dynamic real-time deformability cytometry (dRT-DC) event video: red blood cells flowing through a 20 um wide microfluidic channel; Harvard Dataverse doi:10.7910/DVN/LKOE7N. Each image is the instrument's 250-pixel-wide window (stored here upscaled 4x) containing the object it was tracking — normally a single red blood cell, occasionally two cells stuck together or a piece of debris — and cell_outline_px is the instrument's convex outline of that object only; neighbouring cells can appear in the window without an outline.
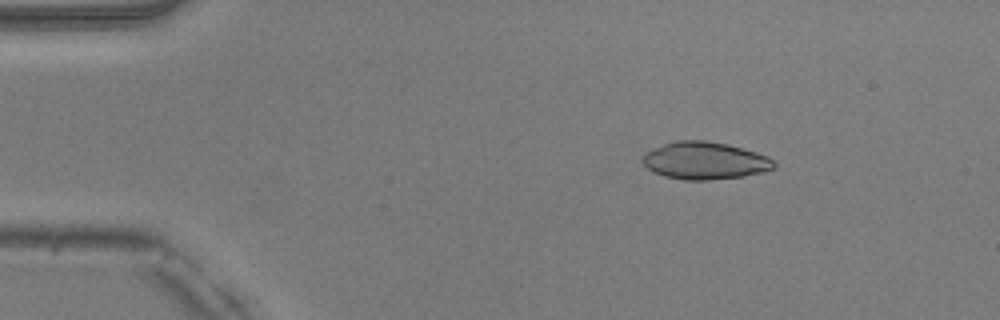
{"species": "common noctule bat (a hibernating species)", "species_latin": "Nyctalus noctula", "temperature_condition": "warm", "stored_images_in_passage": 44, "camera_frame_rate_fps": 3000, "um_per_image_px": 0.085, "animal": {"sex": "male", "body_mass_g": 20.5, "forearm_length_mm": 52.5}, "frame": {"image": 1, "passage_image": 2, "time_ms": 0.333, "image_size_px": [1000, 320], "cell_outline_px": [[776, 164], [772, 168], [764, 172], [744, 176], [708, 180], [684, 180], [664, 176], [652, 172], [640, 160], [644, 152], [664, 144], [676, 140], [704, 140], [728, 144], [756, 152], [768, 156]], "centroid_in_image_um": [59.88, 13.65], "position_along_channel_um": 25.1, "area_um2": 28.78}}
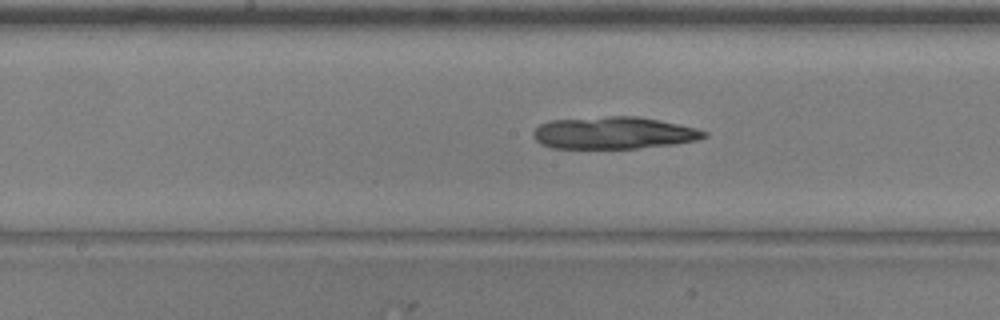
{"frame": {"image": 2, "passage_image": 20, "time_ms": 6.333, "image_size_px": [1000, 320], "cell_outline_px": [[708, 136], [696, 140], [672, 144], [636, 148], [552, 148], [540, 144], [532, 136], [532, 132], [540, 124], [552, 120], [608, 116], [636, 116], [660, 120], [696, 128], [708, 132]], "centroid_in_image_um": [52.15, 11.29], "position_along_channel_um": 196.1, "area_um2": 31.96}}
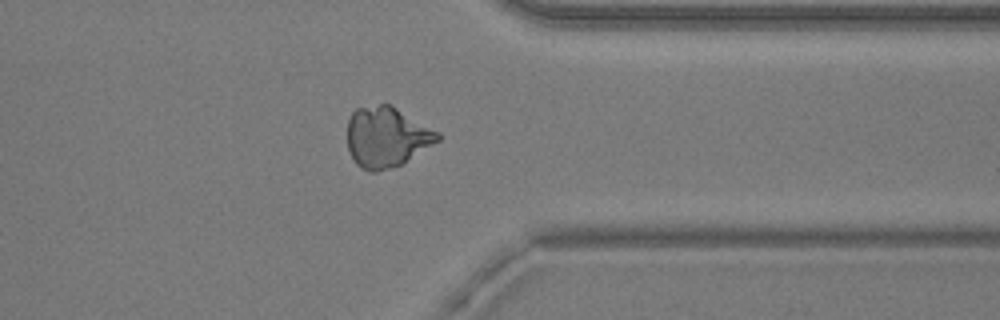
{"frame": {"image": 3, "passage_image": 34, "time_ms": 11.0, "image_size_px": [1000, 320], "cell_outline_px": [[440, 140], [400, 164], [376, 172], [368, 172], [360, 168], [356, 164], [348, 148], [348, 120], [352, 112], [356, 108], [380, 104], [392, 104], [440, 132]], "centroid_in_image_um": [32.86, 11.62], "position_along_channel_um": 378.5, "area_um2": 31.79}}